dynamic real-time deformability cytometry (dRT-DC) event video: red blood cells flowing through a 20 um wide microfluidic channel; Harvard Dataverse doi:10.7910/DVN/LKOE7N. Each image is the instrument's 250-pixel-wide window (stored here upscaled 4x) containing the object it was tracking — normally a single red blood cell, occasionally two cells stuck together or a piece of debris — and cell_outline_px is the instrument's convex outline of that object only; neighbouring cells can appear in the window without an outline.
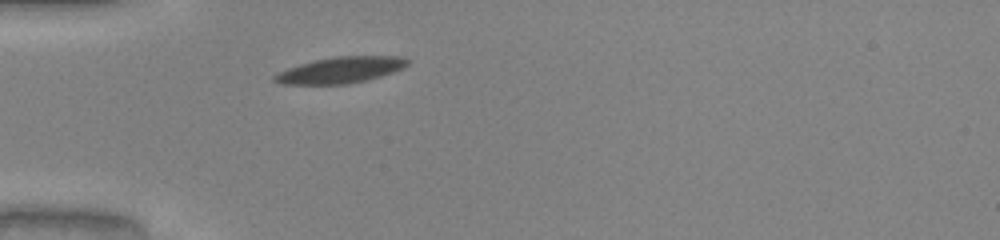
{"species": "common noctule bat (a hibernating species)", "species_latin": "Nyctalus noctula", "temperature_condition": "warm", "stored_images_in_passage": 37, "camera_frame_rate_fps": 3000, "um_per_image_px": 0.085, "animal": {"sex": "male", "body_mass_g": 20.0, "forearm_length_mm": 53.3}, "frame": {"image": 1, "passage_image": 1, "time_ms": 0.0, "image_size_px": [1000, 240], "cell_outline_px": [[412, 60], [404, 68], [380, 76], [348, 84], [280, 84], [272, 80], [272, 76], [288, 68], [300, 64], [332, 56], [404, 56]], "centroid_in_image_um": [28.98, 5.94], "position_along_channel_um": 56.0, "area_um2": 20.29}}
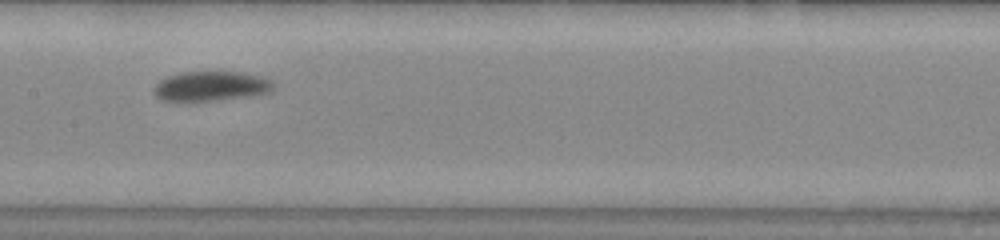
{"frame": {"image": 2, "passage_image": 12, "time_ms": 3.667, "image_size_px": [1000, 240], "cell_outline_px": [[272, 88], [268, 92], [248, 96], [216, 100], [164, 100], [156, 96], [156, 84], [160, 80], [168, 76], [184, 72], [240, 72], [260, 76], [272, 80]], "centroid_in_image_um": [17.96, 7.31], "position_along_channel_um": 189.4, "area_um2": 20.06}}
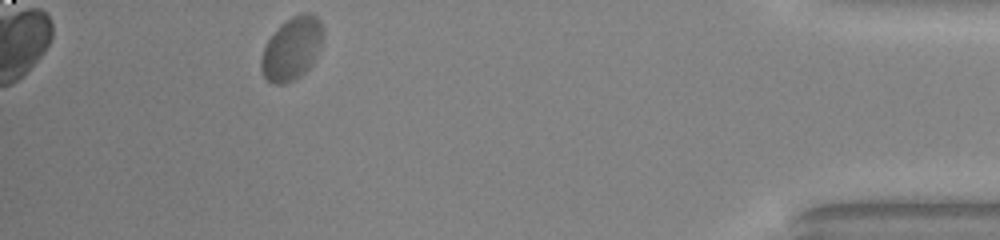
{"frame": {"image": 3, "passage_image": 33, "time_ms": 10.667, "image_size_px": [1000, 240], "cell_outline_px": [[324, 36], [316, 56], [312, 64], [300, 76], [284, 84], [276, 84], [268, 80], [264, 76], [260, 68], [260, 60], [264, 48], [268, 40], [280, 24], [292, 16], [300, 12], [312, 12], [320, 20], [324, 28]], "centroid_in_image_um": [24.83, 4.09], "position_along_channel_um": 410.4, "area_um2": 22.83}, "authors_computed_cell_mechanics": {"area_um2": 21.0392, "velocity_mm_per_s": 3.9052, "shape_relaxation_time_tau1_ms": 4.3662, "shape_relaxation_time_tau2_ms": null, "deformation_change_tau1": 0.1689, "deformation_change_tau2": null}}